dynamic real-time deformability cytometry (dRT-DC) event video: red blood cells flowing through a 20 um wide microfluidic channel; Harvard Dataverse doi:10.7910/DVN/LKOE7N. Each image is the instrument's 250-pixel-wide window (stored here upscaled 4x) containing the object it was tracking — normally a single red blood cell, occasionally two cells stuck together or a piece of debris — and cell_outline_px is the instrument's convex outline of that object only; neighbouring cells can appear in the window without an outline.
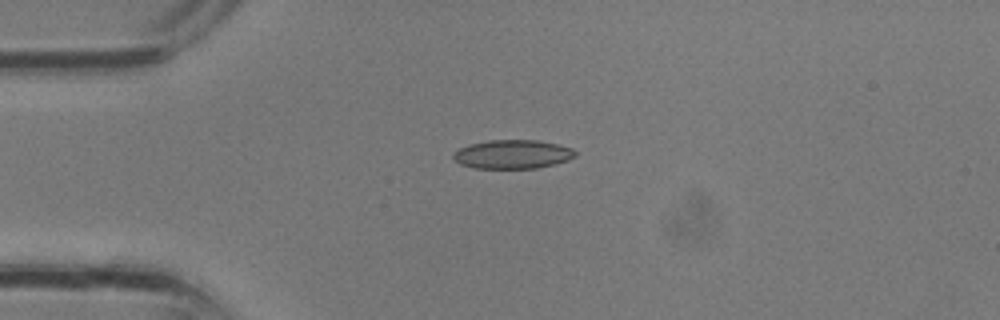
{"species": "common noctule bat (a hibernating species)", "species_latin": "Nyctalus noctula", "temperature_condition": "room temperature", "stored_images_in_passage": 3, "camera_frame_rate_fps": 3000, "um_per_image_px": 0.085, "animal": {"sex": "male", "body_mass_g": 13.3}, "frame": {"image": 1, "passage_image": 3, "time_ms": 0.667, "image_size_px": [1000, 320], "cell_outline_px": [[576, 156], [568, 160], [536, 168], [472, 168], [460, 164], [452, 156], [452, 152], [468, 144], [488, 140], [536, 140], [556, 144], [572, 148], [576, 152]], "centroid_in_image_um": [43.53, 13.11], "position_along_channel_um": 41.5, "area_um2": 20.46}}